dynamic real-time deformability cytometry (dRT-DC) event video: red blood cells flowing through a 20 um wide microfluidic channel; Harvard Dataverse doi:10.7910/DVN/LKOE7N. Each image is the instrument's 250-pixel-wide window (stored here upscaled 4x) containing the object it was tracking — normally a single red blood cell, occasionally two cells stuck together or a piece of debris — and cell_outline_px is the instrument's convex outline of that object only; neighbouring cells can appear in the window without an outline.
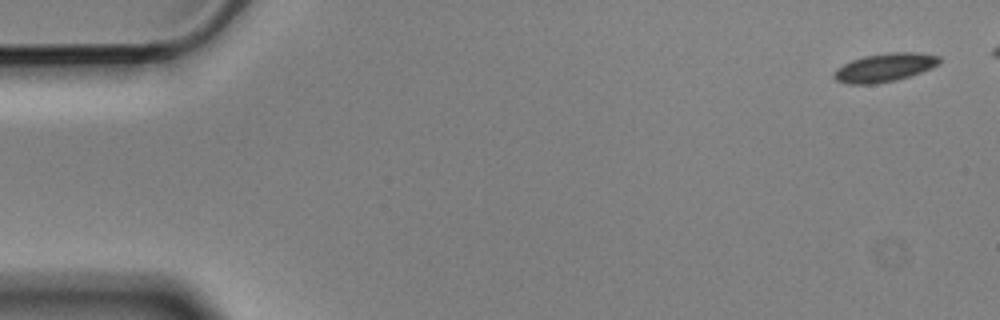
{"species": "Egyptian fruit bat (a non-hibernating species)", "species_latin": "Rousettus aegyptiacus", "temperature_condition": "cold", "stored_images_in_passage": 6, "camera_frame_rate_fps": 3000, "um_per_image_px": 0.085, "animal": {"sex": "male"}, "frame": {"image": 1, "passage_image": 1, "time_ms": 0.0, "image_size_px": [1000, 320], "cell_outline_px": [[940, 64], [932, 68], [896, 80], [872, 84], [848, 84], [836, 80], [832, 76], [836, 68], [852, 60], [864, 56], [888, 52], [916, 52], [940, 56]], "centroid_in_image_um": [75.19, 5.73], "position_along_channel_um": 9.8, "area_um2": 17.46}}